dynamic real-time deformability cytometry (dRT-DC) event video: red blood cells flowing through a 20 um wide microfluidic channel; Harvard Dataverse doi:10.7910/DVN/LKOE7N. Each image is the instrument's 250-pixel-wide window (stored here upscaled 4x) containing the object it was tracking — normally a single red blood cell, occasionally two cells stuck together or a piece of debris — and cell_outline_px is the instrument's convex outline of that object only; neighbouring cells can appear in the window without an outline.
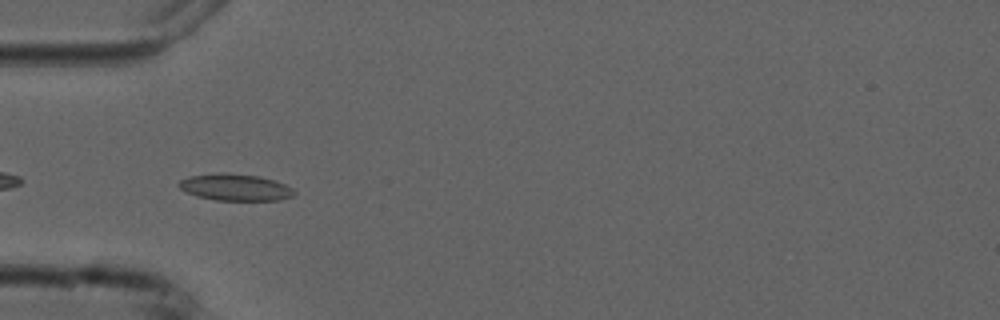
{"species": "common noctule bat (a hibernating species)", "species_latin": "Nyctalus noctula", "temperature_condition": "cold", "stored_images_in_passage": 5, "camera_frame_rate_fps": 3000, "um_per_image_px": 0.085, "animal": {"sex": "male", "forearm_length_mm": 52.5}, "frame": {"image": 1, "passage_image": 3, "time_ms": 2.333, "image_size_px": [1000, 320], "cell_outline_px": [[296, 192], [292, 196], [280, 200], [216, 200], [196, 196], [180, 188], [176, 184], [180, 180], [188, 176], [220, 172], [224, 172], [260, 176], [276, 180], [292, 188]], "centroid_in_image_um": [19.99, 15.91], "position_along_channel_um": 65.0, "area_um2": 18.09}}
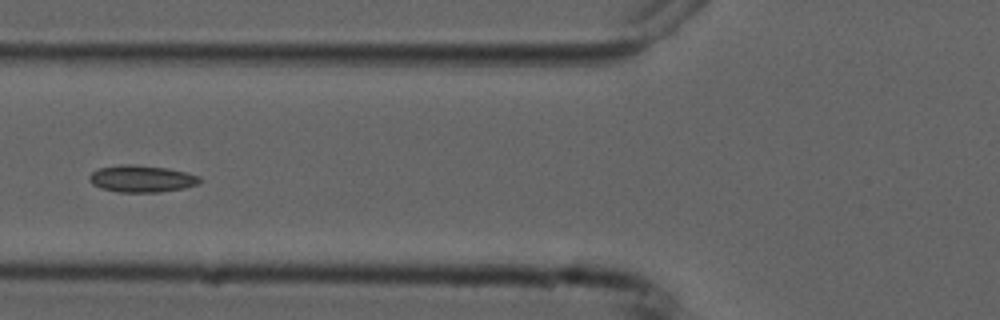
{"frame": {"image": 2, "passage_image": 4, "time_ms": 3.667, "image_size_px": [1000, 320], "cell_outline_px": [[204, 180], [196, 184], [184, 188], [160, 192], [120, 192], [100, 188], [92, 184], [88, 180], [88, 176], [92, 172], [100, 168], [120, 164], [128, 164], [168, 168], [200, 176]], "centroid_in_image_um": [12.03, 15.19], "position_along_channel_um": 113.8, "area_um2": 17.34}}
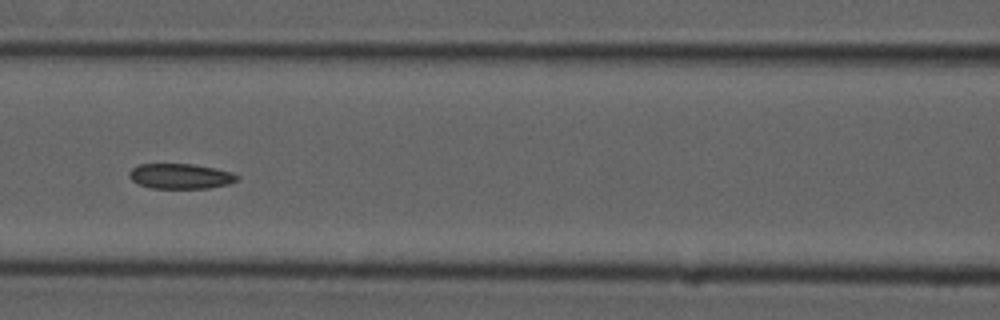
{"frame": {"image": 3, "passage_image": 5, "time_ms": 4.667, "image_size_px": [1000, 320], "cell_outline_px": [[240, 180], [228, 184], [208, 188], [152, 188], [140, 184], [132, 180], [128, 176], [128, 172], [132, 168], [140, 164], [192, 164], [216, 168], [232, 172], [240, 176]], "centroid_in_image_um": [15.38, 14.97], "position_along_channel_um": 151.2, "area_um2": 15.9}}